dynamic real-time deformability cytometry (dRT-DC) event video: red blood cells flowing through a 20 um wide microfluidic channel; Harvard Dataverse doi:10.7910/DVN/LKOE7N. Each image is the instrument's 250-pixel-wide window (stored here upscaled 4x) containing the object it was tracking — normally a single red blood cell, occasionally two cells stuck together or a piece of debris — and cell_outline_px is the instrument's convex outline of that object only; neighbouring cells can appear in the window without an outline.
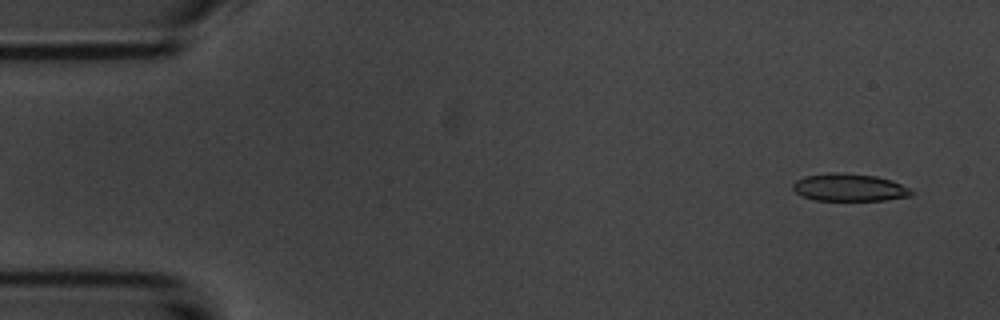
{"species": "common noctule bat (a hibernating species)", "species_latin": "Nyctalus noctula", "temperature_condition": "room temperature", "stored_images_in_passage": 3, "camera_frame_rate_fps": 3000, "um_per_image_px": 0.085, "animal": {"sex": "male", "body_mass_g": 20.1, "forearm_length_mm": 53.5}, "frame": {"image": 1, "passage_image": 1, "time_ms": 0.0, "image_size_px": [1000, 320], "cell_outline_px": [[912, 196], [884, 200], [816, 200], [804, 196], [796, 192], [792, 188], [792, 184], [796, 180], [804, 176], [832, 172], [836, 172], [876, 176], [892, 180], [908, 188], [912, 192]], "centroid_in_image_um": [72.18, 15.93], "position_along_channel_um": 12.8, "area_um2": 18.84}}